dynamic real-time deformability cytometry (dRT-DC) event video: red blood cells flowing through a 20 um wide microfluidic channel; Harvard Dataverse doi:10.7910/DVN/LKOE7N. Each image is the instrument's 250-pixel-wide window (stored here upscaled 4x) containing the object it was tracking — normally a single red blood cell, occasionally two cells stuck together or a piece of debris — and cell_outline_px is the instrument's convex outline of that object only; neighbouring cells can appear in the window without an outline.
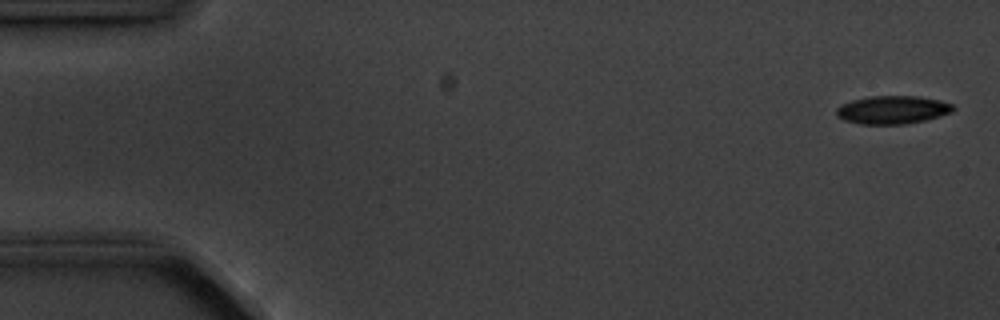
{"species": "common noctule bat (a hibernating species)", "species_latin": "Nyctalus noctula", "temperature_condition": "cold", "stored_images_in_passage": 6, "camera_frame_rate_fps": 3000, "um_per_image_px": 0.085, "animal": {"sex": "male", "body_mass_g": 20.1, "forearm_length_mm": 53.5}, "frame": {"image": 1, "passage_image": 1, "time_ms": 0.0, "image_size_px": [1000, 320], "cell_outline_px": [[956, 108], [952, 112], [924, 120], [904, 124], [860, 124], [844, 120], [836, 116], [836, 108], [840, 104], [852, 100], [872, 96], [916, 96], [940, 100], [952, 104]], "centroid_in_image_um": [75.84, 9.33], "position_along_channel_um": 9.2, "area_um2": 19.13}}